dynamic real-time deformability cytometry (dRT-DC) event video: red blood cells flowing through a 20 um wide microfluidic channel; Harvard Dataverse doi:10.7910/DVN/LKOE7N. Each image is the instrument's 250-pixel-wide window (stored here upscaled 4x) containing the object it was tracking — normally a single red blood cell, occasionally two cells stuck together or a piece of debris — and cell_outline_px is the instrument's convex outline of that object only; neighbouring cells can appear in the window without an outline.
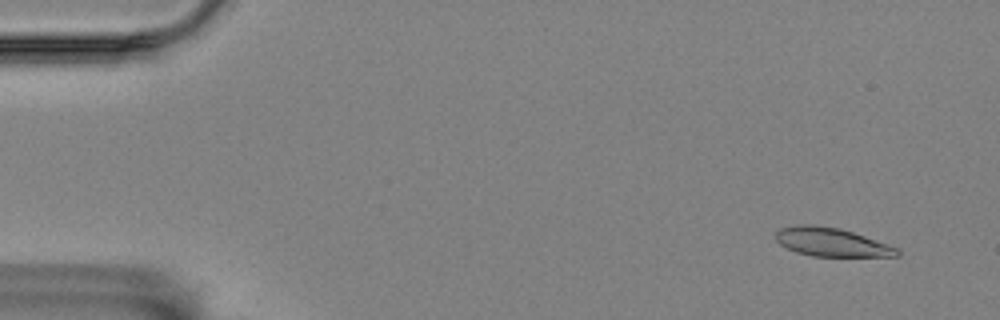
{"species": "Egyptian fruit bat (a non-hibernating species)", "species_latin": "Rousettus aegyptiacus", "temperature_condition": "room temperature", "stored_images_in_passage": 4, "camera_frame_rate_fps": 3000, "um_per_image_px": 0.085, "animal": {"sex": "female"}, "frame": {"image": 1, "passage_image": 1, "time_ms": 0.0, "image_size_px": [1000, 320], "cell_outline_px": [[900, 256], [812, 256], [796, 252], [780, 244], [776, 240], [776, 232], [780, 228], [796, 224], [816, 224], [840, 228], [900, 248]], "centroid_in_image_um": [70.67, 20.57], "position_along_channel_um": 14.3, "area_um2": 20.29}}
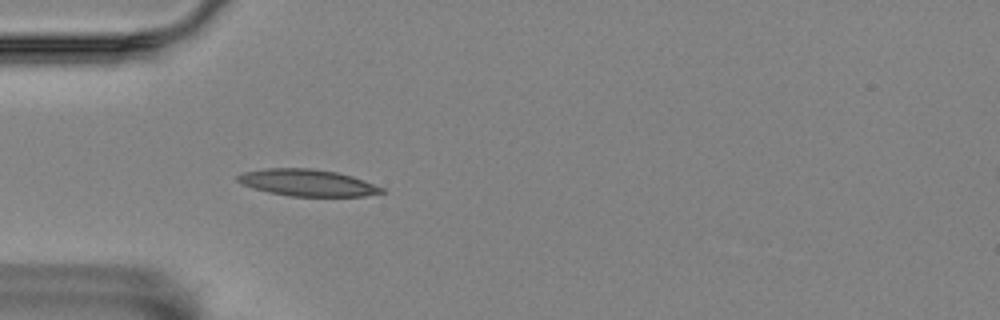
{"frame": {"image": 2, "passage_image": 4, "time_ms": 1.0, "image_size_px": [1000, 320], "cell_outline_px": [[388, 192], [364, 196], [292, 196], [268, 192], [252, 188], [240, 184], [236, 180], [236, 176], [244, 172], [268, 168], [312, 168], [336, 172], [352, 176], [364, 180], [384, 188]], "centroid_in_image_um": [26.14, 15.53], "position_along_channel_um": 58.9, "area_um2": 22.54}}